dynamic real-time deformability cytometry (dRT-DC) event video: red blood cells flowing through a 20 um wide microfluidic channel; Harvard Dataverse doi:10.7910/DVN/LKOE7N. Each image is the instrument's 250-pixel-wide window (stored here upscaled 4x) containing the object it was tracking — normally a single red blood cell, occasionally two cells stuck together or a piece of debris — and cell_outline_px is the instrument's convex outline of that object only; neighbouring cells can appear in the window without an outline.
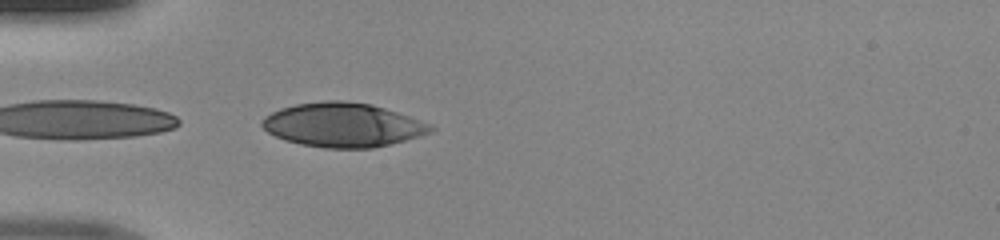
{"species": "human", "species_latin": "Homo sapiens", "temperature_condition": "room temperature", "stored_images_in_passage": 14, "camera_frame_rate_fps": 3000, "um_per_image_px": 0.085, "donor": {"sex": "male"}, "frame": {"image": 1, "passage_image": 14, "time_ms": 4.333, "image_size_px": [1000, 240], "cell_outline_px": [[436, 128], [432, 132], [420, 136], [372, 148], [324, 148], [300, 144], [284, 140], [268, 132], [260, 124], [260, 120], [264, 116], [280, 108], [296, 104], [324, 100], [340, 100], [372, 104], [432, 124]], "centroid_in_image_um": [29.12, 10.61], "position_along_channel_um": 55.9, "area_um2": 43.35}}